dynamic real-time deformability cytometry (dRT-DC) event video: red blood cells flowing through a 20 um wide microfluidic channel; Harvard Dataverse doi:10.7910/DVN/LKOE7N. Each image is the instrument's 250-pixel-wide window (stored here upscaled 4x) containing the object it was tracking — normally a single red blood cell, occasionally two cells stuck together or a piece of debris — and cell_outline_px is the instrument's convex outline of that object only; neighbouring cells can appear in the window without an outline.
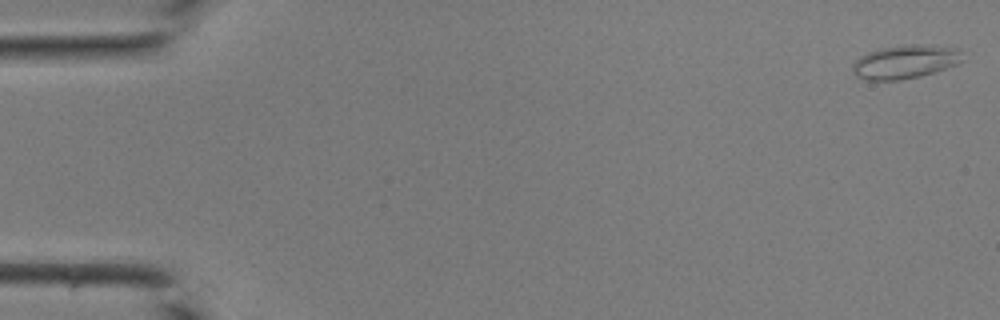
{"species": "common noctule bat (a hibernating species)", "species_latin": "Nyctalus noctula", "temperature_condition": "room temperature", "stored_images_in_passage": 43, "camera_frame_rate_fps": 3000, "um_per_image_px": 0.085, "animal": {"sex": "male", "body_mass_g": 19.0, "forearm_length_mm": 50.8}, "frame": {"image": 1, "passage_image": 1, "time_ms": 0.0, "image_size_px": [1000, 320], "cell_outline_px": [[964, 60], [956, 64], [920, 76], [900, 80], [864, 80], [856, 76], [852, 72], [852, 64], [860, 56], [868, 52], [880, 48], [908, 44], [916, 44], [956, 48], [960, 52]], "centroid_in_image_um": [76.88, 5.26], "position_along_channel_um": 8.1, "area_um2": 21.39}}
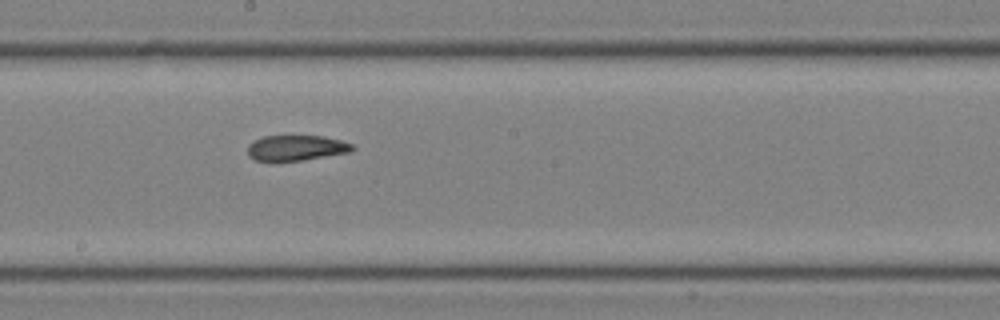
{"frame": {"image": 2, "passage_image": 24, "time_ms": 7.667, "image_size_px": [1000, 320], "cell_outline_px": [[356, 148], [348, 152], [304, 160], [256, 160], [248, 156], [248, 144], [264, 136], [324, 136], [340, 140], [352, 144]], "centroid_in_image_um": [25.19, 12.56], "position_along_channel_um": 223.0, "area_um2": 15.26}}
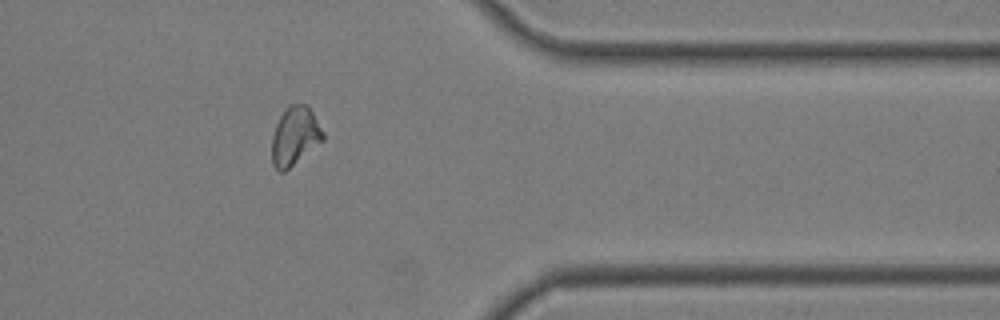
{"frame": {"image": 3, "passage_image": 35, "time_ms": 11.333, "image_size_px": [1000, 320], "cell_outline_px": [[324, 140], [284, 172], [280, 172], [272, 164], [272, 136], [276, 124], [280, 116], [288, 104], [308, 104], [324, 132]], "centroid_in_image_um": [25.07, 11.55], "position_along_channel_um": 386.3, "area_um2": 17.51}}